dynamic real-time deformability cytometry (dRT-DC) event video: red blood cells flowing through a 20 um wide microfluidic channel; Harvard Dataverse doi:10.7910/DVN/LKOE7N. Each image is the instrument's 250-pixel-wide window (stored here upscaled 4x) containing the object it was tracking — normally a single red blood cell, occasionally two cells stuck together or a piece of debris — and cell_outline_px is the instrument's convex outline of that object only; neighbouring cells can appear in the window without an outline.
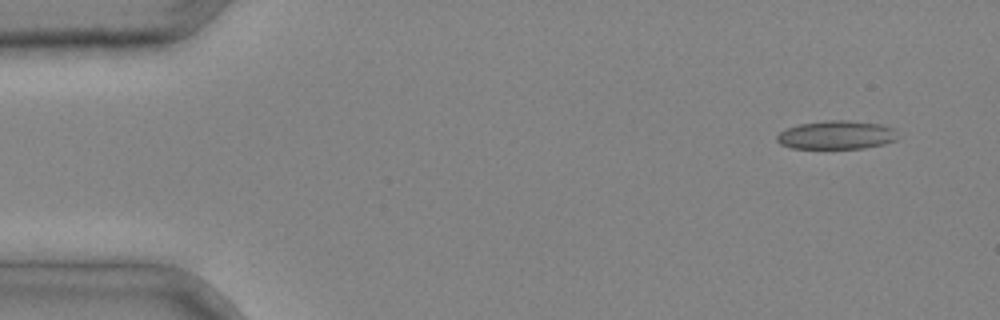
{"species": "common noctule bat (a hibernating species)", "species_latin": "Nyctalus noctula", "temperature_condition": "cold", "stored_images_in_passage": 4, "camera_frame_rate_fps": 3000, "um_per_image_px": 0.085, "animal": {"sex": "male", "body_mass_g": 20.4}, "frame": {"image": 1, "passage_image": 1, "time_ms": 0.0, "image_size_px": [1000, 320], "cell_outline_px": [[896, 140], [884, 144], [864, 148], [792, 148], [780, 144], [776, 140], [776, 136], [780, 132], [788, 128], [800, 124], [824, 120], [844, 120], [880, 124], [892, 128]], "centroid_in_image_um": [71.05, 11.47], "position_along_channel_um": 13.9, "area_um2": 19.83}}
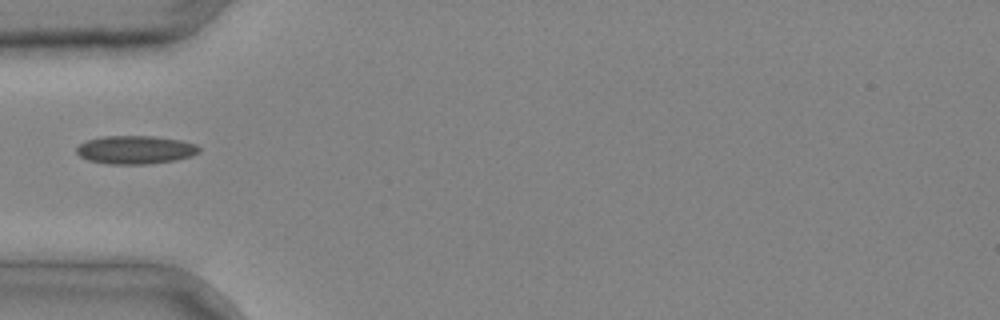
{"frame": {"image": 2, "passage_image": 4, "time_ms": 1.0, "image_size_px": [1000, 320], "cell_outline_px": [[200, 152], [192, 156], [176, 160], [148, 164], [108, 164], [88, 160], [80, 156], [76, 152], [76, 148], [80, 144], [88, 140], [104, 136], [152, 136], [180, 140], [196, 144], [200, 148]], "centroid_in_image_um": [11.53, 12.74], "position_along_channel_um": 73.5, "area_um2": 20.23}}